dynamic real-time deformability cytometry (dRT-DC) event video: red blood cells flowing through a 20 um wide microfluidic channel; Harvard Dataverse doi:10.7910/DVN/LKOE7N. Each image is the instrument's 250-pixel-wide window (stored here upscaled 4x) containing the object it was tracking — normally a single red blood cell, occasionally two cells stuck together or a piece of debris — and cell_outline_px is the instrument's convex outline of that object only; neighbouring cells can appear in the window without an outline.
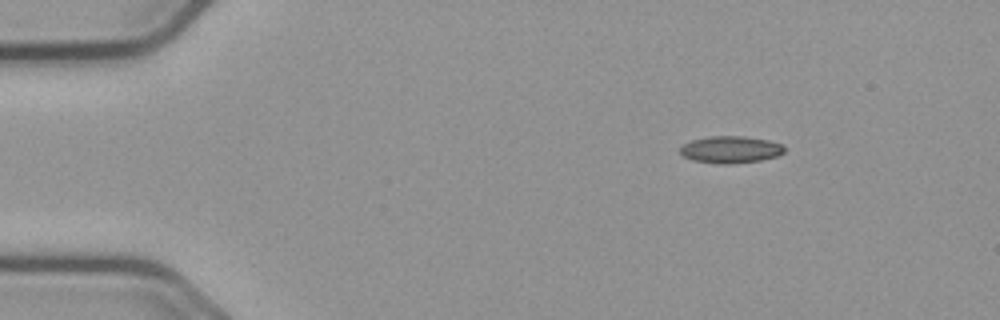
{"species": "common noctule bat (a hibernating species)", "species_latin": "Nyctalus noctula", "temperature_condition": "cold", "stored_images_in_passage": 10, "camera_frame_rate_fps": 3000, "um_per_image_px": 0.085, "animal": {"sex": "male", "body_mass_g": 23.1, "forearm_length_mm": 52.7}, "frame": {"image": 1, "passage_image": 1, "time_ms": 0.0, "image_size_px": [1000, 320], "cell_outline_px": [[784, 152], [776, 156], [760, 160], [728, 164], [724, 164], [692, 160], [684, 156], [680, 152], [680, 148], [684, 144], [692, 140], [712, 136], [744, 136], [768, 140], [784, 144]], "centroid_in_image_um": [62.12, 12.7], "position_along_channel_um": 22.9, "area_um2": 16.24}}